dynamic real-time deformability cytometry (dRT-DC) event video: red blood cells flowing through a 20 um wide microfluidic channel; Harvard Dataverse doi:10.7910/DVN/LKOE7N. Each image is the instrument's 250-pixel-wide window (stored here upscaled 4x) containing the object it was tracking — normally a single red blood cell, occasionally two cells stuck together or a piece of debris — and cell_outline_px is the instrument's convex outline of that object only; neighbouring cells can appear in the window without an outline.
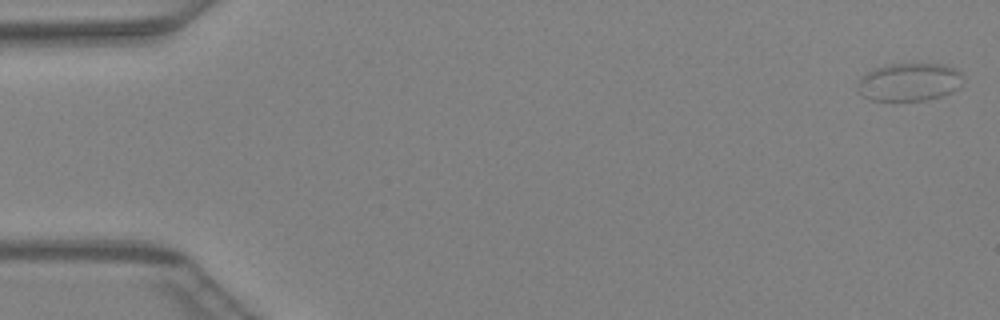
{"species": "Egyptian fruit bat (a non-hibernating species)", "species_latin": "Rousettus aegyptiacus", "temperature_condition": "warm", "stored_images_in_passage": 10, "camera_frame_rate_fps": 3000, "um_per_image_px": 0.085, "animal": {"sex": "female"}, "frame": {"image": 1, "passage_image": 1, "time_ms": 0.0, "image_size_px": [1000, 320], "cell_outline_px": [[964, 76], [960, 88], [952, 92], [928, 100], [872, 100], [856, 92], [856, 84], [860, 76], [872, 68], [888, 64], [944, 64], [956, 68]], "centroid_in_image_um": [77.27, 6.96], "position_along_channel_um": 7.7, "area_um2": 23.81}}